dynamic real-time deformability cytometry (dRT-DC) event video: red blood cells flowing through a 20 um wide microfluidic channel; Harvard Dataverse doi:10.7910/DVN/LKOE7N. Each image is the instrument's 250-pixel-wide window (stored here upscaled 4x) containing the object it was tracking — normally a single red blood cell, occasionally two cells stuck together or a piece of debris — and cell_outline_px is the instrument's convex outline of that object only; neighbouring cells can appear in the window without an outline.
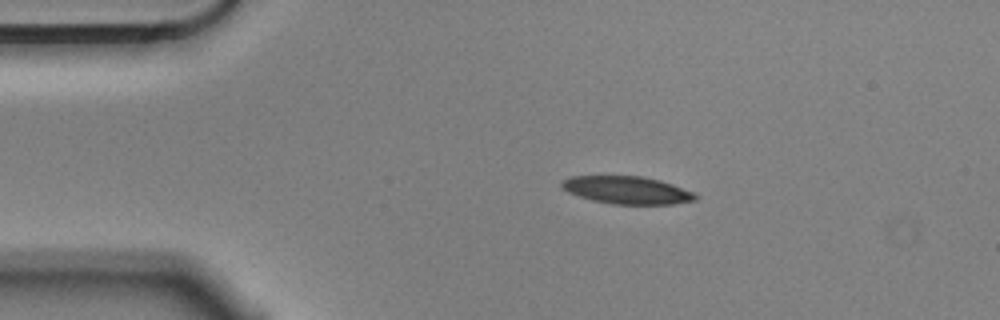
{"species": "Egyptian fruit bat (a non-hibernating species)", "species_latin": "Rousettus aegyptiacus", "temperature_condition": "cold", "stored_images_in_passage": 3, "camera_frame_rate_fps": 3000, "um_per_image_px": 0.085, "animal": {"sex": "male"}, "frame": {"image": 1, "passage_image": 2, "time_ms": 0.333, "image_size_px": [1000, 320], "cell_outline_px": [[696, 200], [672, 204], [612, 204], [592, 200], [568, 192], [560, 188], [560, 180], [572, 176], [640, 176], [660, 180], [672, 184], [692, 192], [696, 196]], "centroid_in_image_um": [53.23, 16.15], "position_along_channel_um": 31.8, "area_um2": 21.44}}